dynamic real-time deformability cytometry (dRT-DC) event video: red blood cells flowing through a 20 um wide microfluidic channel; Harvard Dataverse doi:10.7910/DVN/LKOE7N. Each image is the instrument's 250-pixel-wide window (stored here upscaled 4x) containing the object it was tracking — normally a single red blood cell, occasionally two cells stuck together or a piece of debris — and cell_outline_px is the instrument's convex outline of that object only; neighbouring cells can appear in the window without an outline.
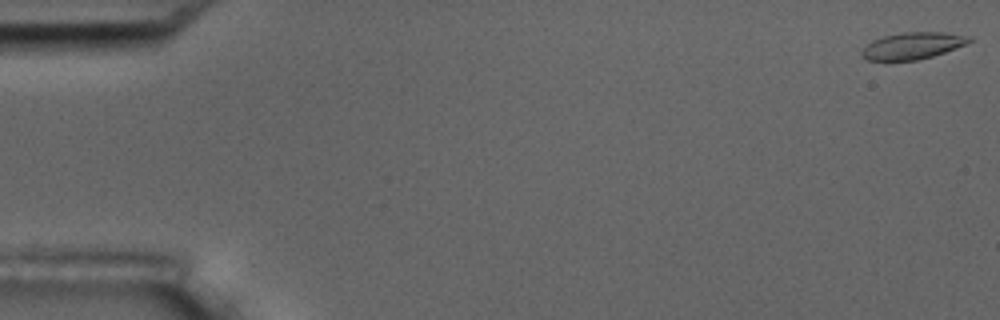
{"species": "common noctule bat (a hibernating species)", "species_latin": "Nyctalus noctula", "temperature_condition": "room temperature", "stored_images_in_passage": 57, "camera_frame_rate_fps": 3000, "um_per_image_px": 0.085, "animal": {"sex": "male", "body_mass_g": 17.5, "forearm_length_mm": 52.3}, "frame": {"image": 1, "passage_image": 1, "time_ms": 0.0, "image_size_px": [1000, 320], "cell_outline_px": [[972, 40], [968, 44], [932, 56], [916, 60], [888, 64], [868, 60], [860, 56], [860, 52], [872, 40], [884, 36], [904, 32], [944, 32], [972, 36]], "centroid_in_image_um": [77.52, 3.93], "position_along_channel_um": 7.5, "area_um2": 17.46}}
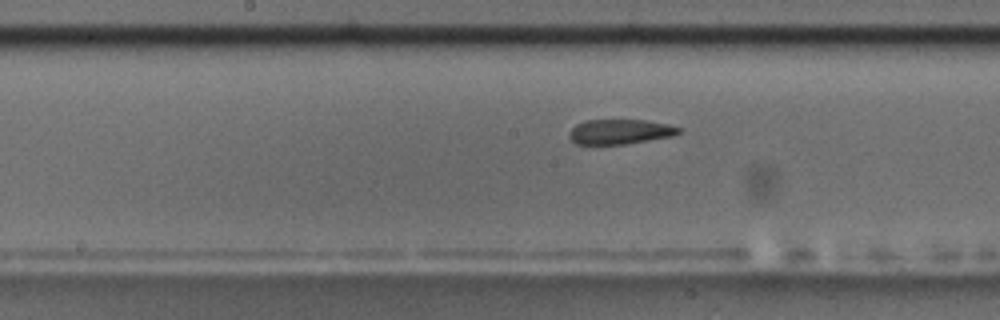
{"frame": {"image": 2, "passage_image": 29, "time_ms": 9.333, "image_size_px": [1000, 320], "cell_outline_px": [[684, 128], [680, 132], [672, 136], [624, 144], [576, 144], [568, 136], [568, 132], [576, 124], [584, 120], [644, 120], [668, 124]], "centroid_in_image_um": [52.69, 11.19], "position_along_channel_um": 195.5, "area_um2": 15.9}}
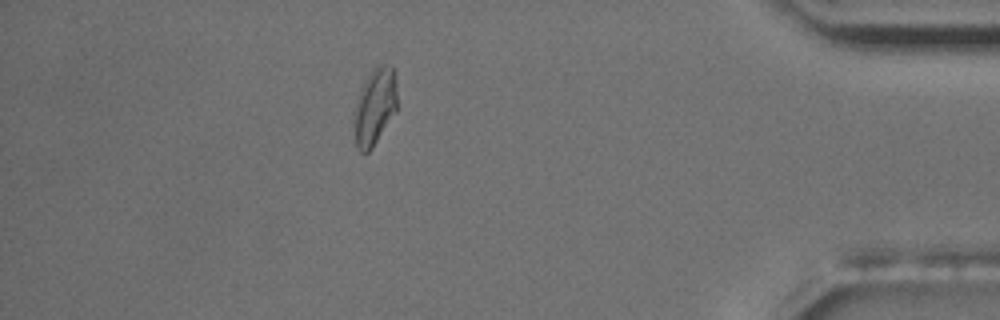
{"frame": {"image": 3, "passage_image": 50, "time_ms": 16.333, "image_size_px": [1000, 320], "cell_outline_px": [[396, 112], [372, 148], [368, 152], [360, 152], [356, 148], [356, 100], [360, 88], [364, 80], [372, 68], [380, 60], [392, 64], [396, 80]], "centroid_in_image_um": [31.89, 8.94], "position_along_channel_um": 403.3, "area_um2": 19.42}, "authors_computed_cell_mechanics": {"area_um2": 17.3978, "velocity_mm_per_s": 3.5806, "shape_relaxation_time_tau1_ms": null, "shape_relaxation_time_tau2_ms": 3.2701, "deformation_change_tau1": null, "deformation_change_tau2": 0.0889}}